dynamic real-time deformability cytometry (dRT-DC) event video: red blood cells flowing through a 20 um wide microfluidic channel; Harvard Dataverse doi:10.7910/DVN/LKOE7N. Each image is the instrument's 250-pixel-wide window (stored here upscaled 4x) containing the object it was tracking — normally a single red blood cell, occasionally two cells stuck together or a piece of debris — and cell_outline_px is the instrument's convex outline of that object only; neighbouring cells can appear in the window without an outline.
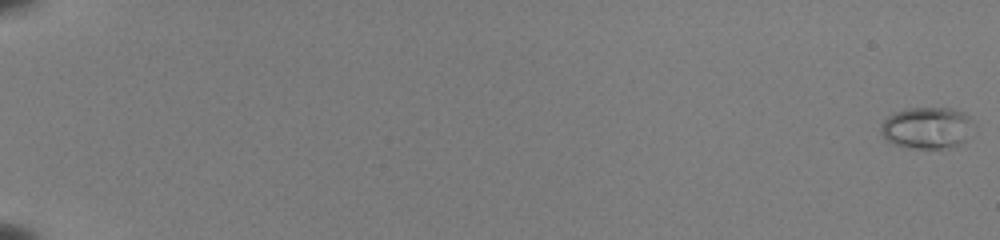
{"species": "common noctule bat (a hibernating species)", "species_latin": "Nyctalus noctula", "temperature_condition": "room temperature", "stored_images_in_passage": 55, "camera_frame_rate_fps": 3000, "um_per_image_px": 0.085, "animal": {"sex": "female", "body_mass_g": 22.0, "forearm_length_mm": 56.7}, "frame": {"image": 1, "passage_image": 1, "time_ms": 0.0, "image_size_px": [1000, 240], "cell_outline_px": [[968, 120], [964, 140], [956, 144], [940, 148], [916, 148], [896, 144], [888, 140], [880, 132], [880, 128], [884, 120], [888, 116], [896, 112], [908, 108], [948, 108], [964, 112], [968, 116]], "centroid_in_image_um": [78.68, 10.84], "position_along_channel_um": 6.3, "area_um2": 21.33}}
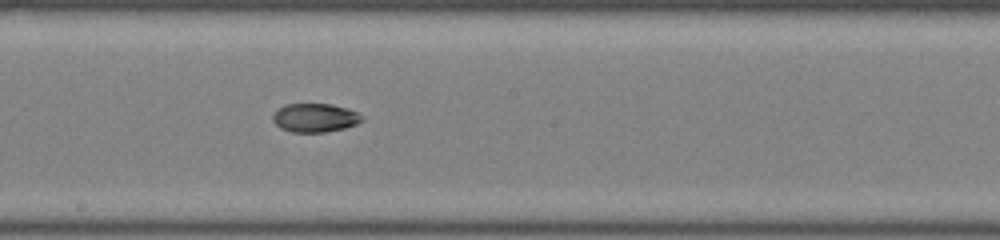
{"frame": {"image": 2, "passage_image": 34, "time_ms": 11.0, "image_size_px": [1000, 240], "cell_outline_px": [[364, 120], [356, 124], [344, 128], [324, 132], [292, 132], [280, 128], [272, 120], [272, 116], [280, 108], [288, 104], [332, 104], [348, 108], [364, 116]], "centroid_in_image_um": [26.8, 10.01], "position_along_channel_um": 221.4, "area_um2": 14.85}}
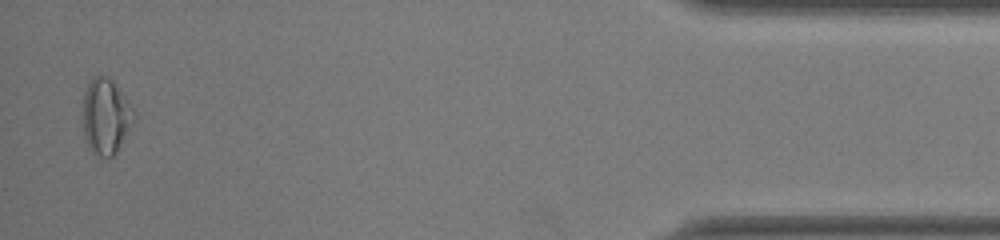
{"frame": {"image": 3, "passage_image": 54, "time_ms": 17.667, "image_size_px": [1000, 240], "cell_outline_px": [[136, 116], [132, 124], [116, 152], [112, 156], [100, 156], [92, 152], [88, 148], [84, 136], [84, 88], [88, 80], [92, 76], [108, 76], [112, 80], [132, 108]], "centroid_in_image_um": [8.97, 9.87], "position_along_channel_um": 426.2, "area_um2": 22.2}, "authors_computed_cell_mechanics": {"area_um2": 16.0106, "velocity_mm_per_s": 3.9758, "shape_relaxation_time_tau1_ms": null, "shape_relaxation_time_tau2_ms": 3.8202, "deformation_change_tau1": null, "deformation_change_tau2": 0.0443}}